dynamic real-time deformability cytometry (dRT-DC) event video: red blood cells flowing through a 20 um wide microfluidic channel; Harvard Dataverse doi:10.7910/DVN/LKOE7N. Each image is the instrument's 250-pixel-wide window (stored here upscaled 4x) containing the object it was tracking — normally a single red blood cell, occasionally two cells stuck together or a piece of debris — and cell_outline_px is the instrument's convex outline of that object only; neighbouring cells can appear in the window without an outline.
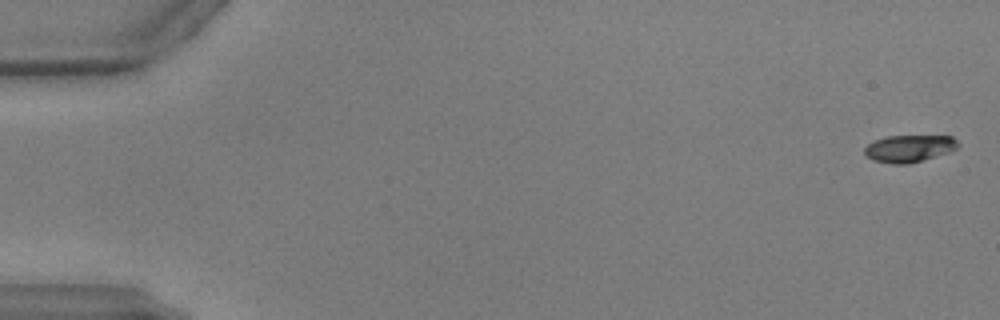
{"species": "common noctule bat (a hibernating species)", "species_latin": "Nyctalus noctula", "temperature_condition": "warm", "stored_images_in_passage": 53, "camera_frame_rate_fps": 3000, "um_per_image_px": 0.085, "animal": {"sex": "male", "body_mass_g": 17.9, "forearm_length_mm": 54.2}, "frame": {"image": 1, "passage_image": 2, "time_ms": 0.333, "image_size_px": [1000, 320], "cell_outline_px": [[960, 144], [952, 152], [908, 164], [892, 164], [872, 160], [864, 152], [864, 148], [872, 140], [884, 136], [952, 136]], "centroid_in_image_um": [77.28, 12.62], "position_along_channel_um": 7.7, "area_um2": 14.97}}
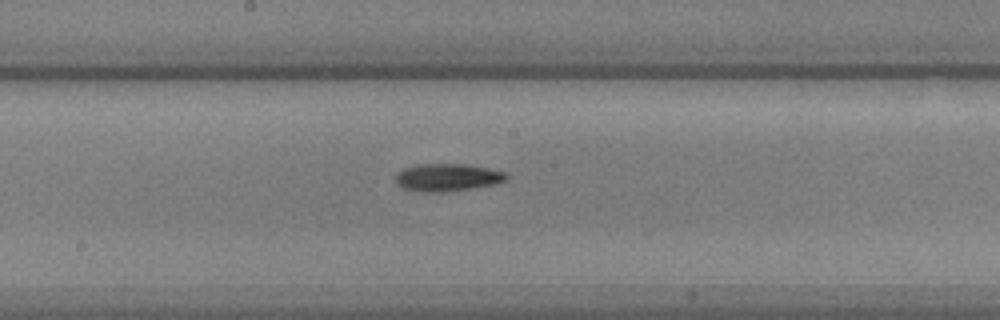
{"frame": {"image": 2, "passage_image": 29, "time_ms": 9.333, "image_size_px": [1000, 320], "cell_outline_px": [[508, 176], [504, 180], [492, 184], [476, 188], [448, 192], [416, 192], [400, 188], [396, 184], [396, 172], [404, 168], [416, 164], [468, 164], [488, 168], [504, 172]], "centroid_in_image_um": [37.95, 15.09], "position_along_channel_um": 210.3, "area_um2": 18.09}}
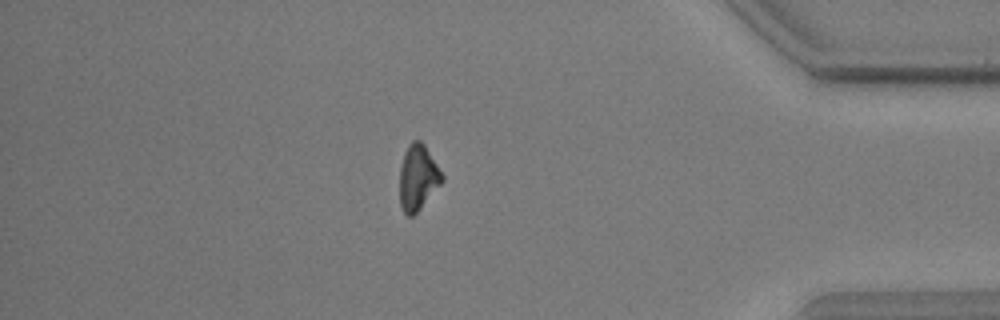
{"frame": {"image": 3, "passage_image": 46, "time_ms": 15.0, "image_size_px": [1000, 320], "cell_outline_px": [[444, 180], [420, 208], [412, 216], [408, 216], [404, 212], [400, 204], [400, 168], [404, 152], [408, 144], [412, 140], [420, 140], [424, 144], [444, 176]], "centroid_in_image_um": [35.51, 15.06], "position_along_channel_um": 399.7, "area_um2": 16.01}, "authors_computed_cell_mechanics": {"area_um2": 16.184, "velocity_mm_per_s": 3.9316, "shape_relaxation_time_tau1_ms": 3.3902, "shape_relaxation_time_tau2_ms": null, "deformation_change_tau1": 0.1095, "deformation_change_tau2": null}}